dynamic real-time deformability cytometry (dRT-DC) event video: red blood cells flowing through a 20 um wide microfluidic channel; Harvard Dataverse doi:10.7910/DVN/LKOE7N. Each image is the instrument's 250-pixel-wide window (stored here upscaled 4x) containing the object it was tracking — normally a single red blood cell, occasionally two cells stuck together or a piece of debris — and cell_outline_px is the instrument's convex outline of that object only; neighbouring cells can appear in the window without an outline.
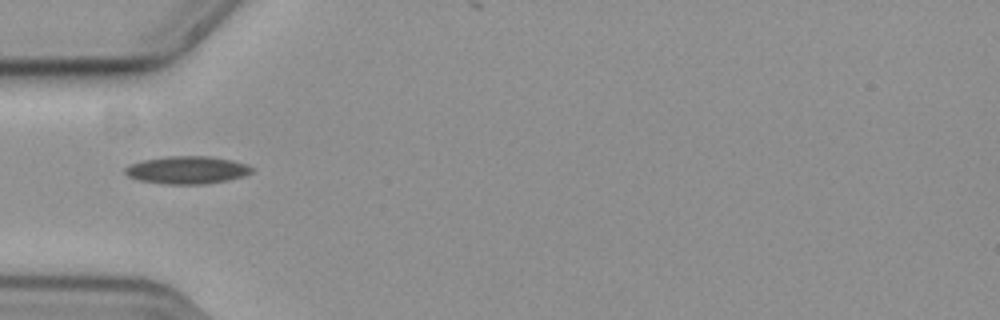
{"species": "common noctule bat (a hibernating species)", "species_latin": "Nyctalus noctula", "temperature_condition": "cold", "stored_images_in_passage": 30, "camera_frame_rate_fps": 3000, "um_per_image_px": 0.085, "animal": {"sex": "female", "body_mass_g": 19.3, "forearm_length_mm": 54.1}, "frame": {"image": 1, "passage_image": 1, "time_ms": 0.0, "image_size_px": [1000, 320], "cell_outline_px": [[252, 172], [244, 176], [228, 180], [204, 184], [164, 184], [140, 180], [128, 176], [124, 172], [124, 168], [128, 164], [144, 160], [168, 156], [208, 156], [232, 160], [248, 164], [252, 168]], "centroid_in_image_um": [15.9, 14.45], "position_along_channel_um": 69.1, "area_um2": 20.46}}
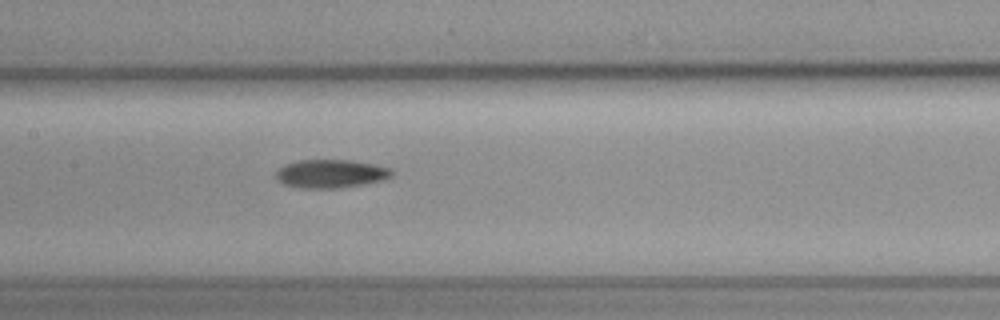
{"frame": {"image": 2, "passage_image": 10, "time_ms": 3.0, "image_size_px": [1000, 320], "cell_outline_px": [[392, 176], [380, 180], [364, 184], [340, 188], [300, 188], [284, 184], [276, 180], [276, 172], [284, 164], [300, 160], [352, 160], [372, 164], [388, 168], [392, 172]], "centroid_in_image_um": [28.06, 14.77], "position_along_channel_um": 179.3, "area_um2": 19.02}}
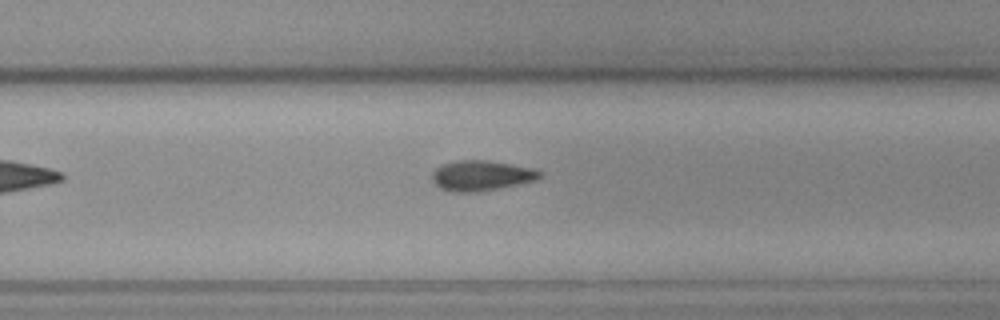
{"frame": {"image": 3, "passage_image": 19, "time_ms": 6.0, "image_size_px": [1000, 320], "cell_outline_px": [[540, 176], [536, 180], [476, 192], [452, 192], [440, 188], [432, 180], [432, 172], [436, 168], [444, 164], [456, 160], [488, 160], [536, 168], [540, 172]], "centroid_in_image_um": [40.89, 14.91], "position_along_channel_um": 288.9, "area_um2": 18.84}, "authors_computed_cell_mechanics": {"area_um2": 18.6694, "velocity_mm_per_s": 3.674, "shape_relaxation_time_tau1_ms": null, "shape_relaxation_time_tau2_ms": 7.8865, "deformation_change_tau1": null, "deformation_change_tau2": 0.1573}}